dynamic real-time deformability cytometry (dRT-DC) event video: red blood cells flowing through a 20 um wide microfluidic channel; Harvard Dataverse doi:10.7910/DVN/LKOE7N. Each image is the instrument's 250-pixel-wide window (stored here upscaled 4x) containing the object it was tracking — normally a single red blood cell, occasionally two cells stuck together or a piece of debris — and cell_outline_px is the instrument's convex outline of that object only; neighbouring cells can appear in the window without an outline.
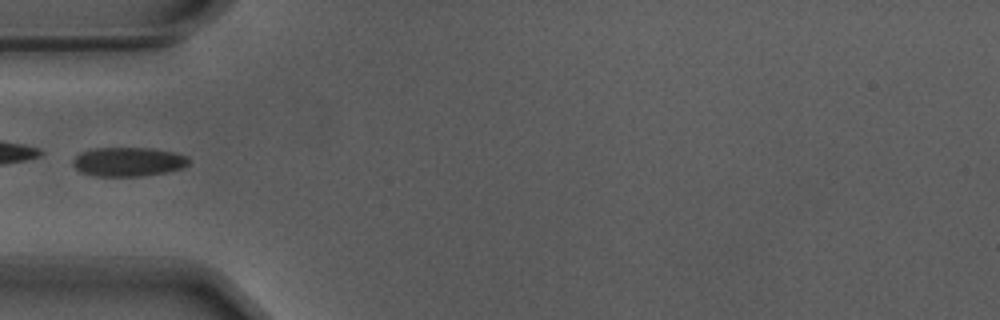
{"species": "Egyptian fruit bat (a non-hibernating species)", "species_latin": "Rousettus aegyptiacus", "temperature_condition": "warm", "stored_images_in_passage": 36, "camera_frame_rate_fps": 3000, "um_per_image_px": 0.085, "animal": {"sex": "male"}, "frame": {"image": 1, "passage_image": 1, "time_ms": 0.0, "image_size_px": [1000, 320], "cell_outline_px": [[192, 160], [184, 168], [168, 172], [144, 176], [96, 176], [80, 172], [72, 164], [72, 160], [80, 152], [96, 148], [148, 148], [172, 152], [188, 156]], "centroid_in_image_um": [10.93, 13.76], "position_along_channel_um": 74.1, "area_um2": 19.83}}